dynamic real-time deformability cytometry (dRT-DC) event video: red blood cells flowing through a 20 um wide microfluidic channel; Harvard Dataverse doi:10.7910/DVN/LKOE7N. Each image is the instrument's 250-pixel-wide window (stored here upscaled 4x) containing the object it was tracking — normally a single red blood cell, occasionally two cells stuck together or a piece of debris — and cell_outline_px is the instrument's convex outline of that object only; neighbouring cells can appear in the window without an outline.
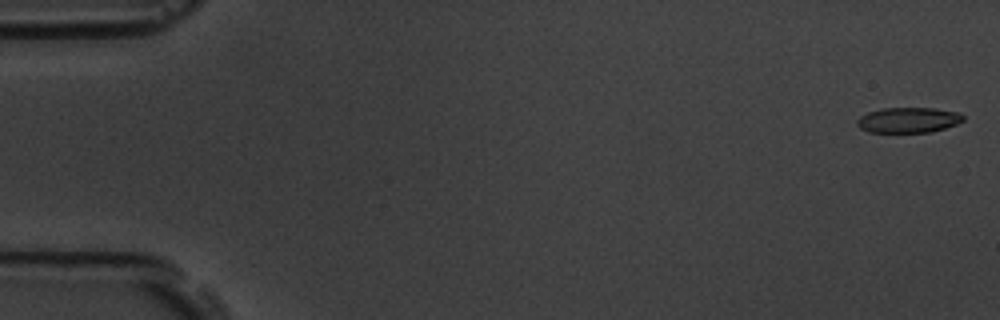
{"species": "common noctule bat (a hibernating species)", "species_latin": "Nyctalus noctula", "temperature_condition": "room temperature", "stored_images_in_passage": 56, "camera_frame_rate_fps": 3000, "um_per_image_px": 0.085, "animal": {"sex": "male", "body_mass_g": 19.5, "forearm_length_mm": 54.6}, "frame": {"image": 1, "passage_image": 1, "time_ms": 0.0, "image_size_px": [1000, 320], "cell_outline_px": [[964, 120], [956, 124], [932, 132], [868, 132], [860, 128], [856, 124], [856, 120], [860, 116], [868, 112], [880, 108], [932, 108], [960, 112], [964, 116]], "centroid_in_image_um": [77.2, 10.2], "position_along_channel_um": 7.8, "area_um2": 15.78}}
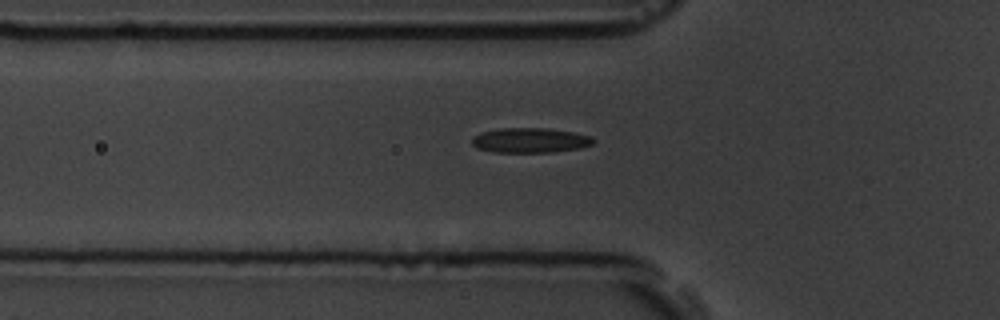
{"frame": {"image": 2, "passage_image": 19, "time_ms": 6.0, "image_size_px": [1000, 320], "cell_outline_px": [[596, 140], [592, 144], [580, 148], [552, 152], [492, 152], [476, 148], [472, 144], [472, 140], [480, 132], [500, 128], [548, 128], [572, 132], [592, 136]], "centroid_in_image_um": [45.07, 11.92], "position_along_channel_um": 80.7, "area_um2": 17.63}}
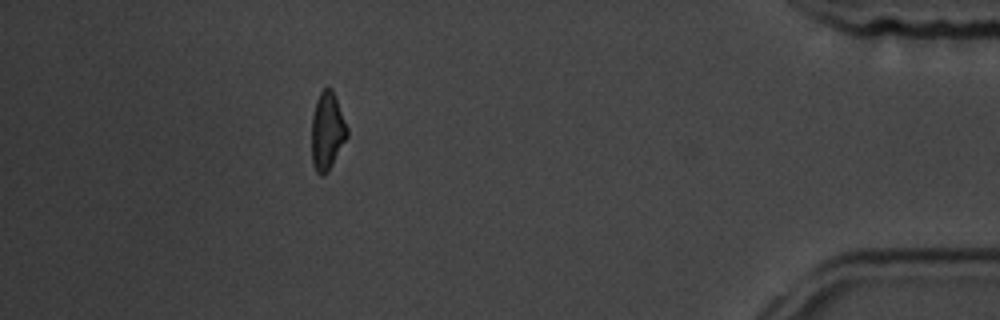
{"frame": {"image": 3, "passage_image": 50, "time_ms": 16.333, "image_size_px": [1000, 320], "cell_outline_px": [[348, 136], [328, 172], [324, 176], [320, 176], [316, 172], [312, 164], [312, 116], [316, 100], [320, 92], [324, 88], [332, 88], [348, 128]], "centroid_in_image_um": [27.81, 11.17], "position_along_channel_um": 407.4, "area_um2": 16.18}, "authors_computed_cell_mechanics": {"area_um2": 16.8776, "velocity_mm_per_s": 3.6638, "shape_relaxation_time_tau1_ms": 5.9645, "shape_relaxation_time_tau2_ms": 3.5327, "deformation_change_tau1": 0.1451, "deformation_change_tau2": 0.102}}